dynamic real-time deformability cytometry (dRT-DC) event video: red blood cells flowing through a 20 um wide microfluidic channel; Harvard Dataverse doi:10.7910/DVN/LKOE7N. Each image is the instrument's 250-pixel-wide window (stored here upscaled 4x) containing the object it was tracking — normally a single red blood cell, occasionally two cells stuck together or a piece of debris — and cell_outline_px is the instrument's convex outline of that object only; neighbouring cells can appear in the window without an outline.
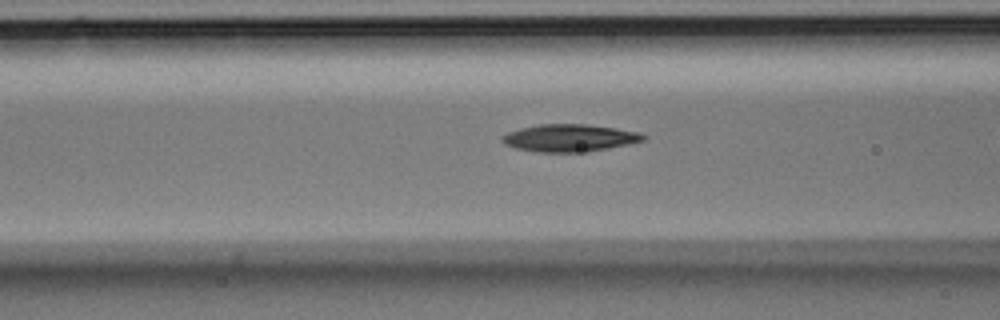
{"species": "Egyptian fruit bat (a non-hibernating species)", "species_latin": "Rousettus aegyptiacus", "temperature_condition": "room temperature", "stored_images_in_passage": 8, "camera_frame_rate_fps": 3000, "um_per_image_px": 0.085, "animal": {"sex": "male"}, "frame": {"image": 1, "passage_image": 7, "time_ms": 2.0, "image_size_px": [1000, 320], "cell_outline_px": [[648, 136], [644, 140], [628, 144], [588, 152], [536, 152], [516, 148], [504, 144], [500, 140], [500, 136], [508, 132], [520, 128], [540, 124], [588, 124], [616, 128], [640, 132]], "centroid_in_image_um": [48.4, 11.72], "position_along_channel_um": 118.2, "area_um2": 22.72}}